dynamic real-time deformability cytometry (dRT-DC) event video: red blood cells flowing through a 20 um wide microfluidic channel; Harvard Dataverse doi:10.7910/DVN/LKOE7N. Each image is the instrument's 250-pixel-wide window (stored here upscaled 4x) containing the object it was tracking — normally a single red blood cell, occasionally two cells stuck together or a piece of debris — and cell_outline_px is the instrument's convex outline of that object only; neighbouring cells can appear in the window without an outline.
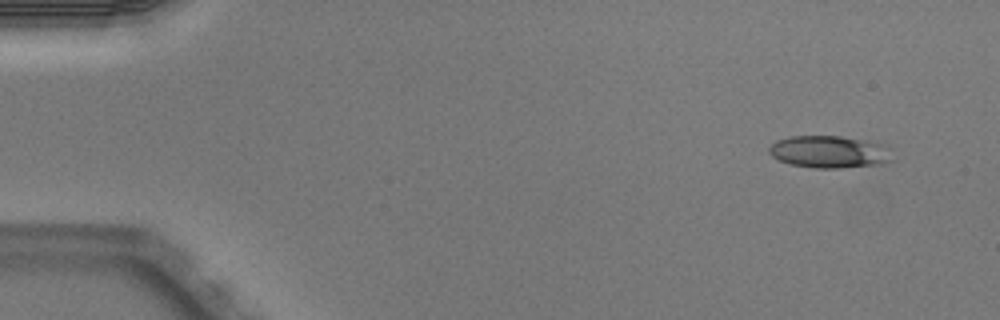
{"species": "Egyptian fruit bat (a non-hibernating species)", "species_latin": "Rousettus aegyptiacus", "temperature_condition": "warm", "stored_images_in_passage": 5, "camera_frame_rate_fps": 3000, "um_per_image_px": 0.085, "animal": {"sex": "male"}, "frame": {"image": 1, "passage_image": 1, "time_ms": 0.0, "image_size_px": [1000, 320], "cell_outline_px": [[892, 160], [880, 164], [840, 168], [816, 168], [792, 164], [780, 160], [772, 156], [768, 152], [768, 148], [776, 140], [792, 136], [840, 136], [880, 144]], "centroid_in_image_um": [70.38, 12.91], "position_along_channel_um": 14.6, "area_um2": 22.48}}
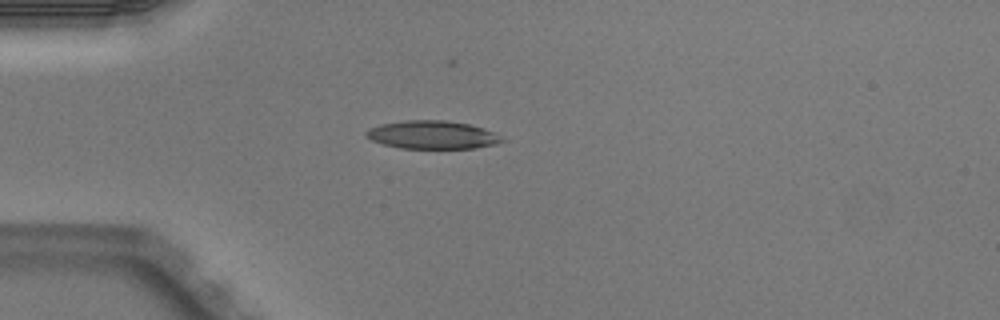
{"frame": {"image": 2, "passage_image": 4, "time_ms": 1.0, "image_size_px": [1000, 320], "cell_outline_px": [[508, 140], [496, 144], [476, 148], [400, 148], [384, 144], [372, 140], [364, 136], [364, 132], [368, 128], [380, 124], [408, 120], [444, 120], [468, 124], [484, 128], [496, 132], [504, 136]], "centroid_in_image_um": [36.8, 11.46], "position_along_channel_um": 48.2, "area_um2": 22.54}}